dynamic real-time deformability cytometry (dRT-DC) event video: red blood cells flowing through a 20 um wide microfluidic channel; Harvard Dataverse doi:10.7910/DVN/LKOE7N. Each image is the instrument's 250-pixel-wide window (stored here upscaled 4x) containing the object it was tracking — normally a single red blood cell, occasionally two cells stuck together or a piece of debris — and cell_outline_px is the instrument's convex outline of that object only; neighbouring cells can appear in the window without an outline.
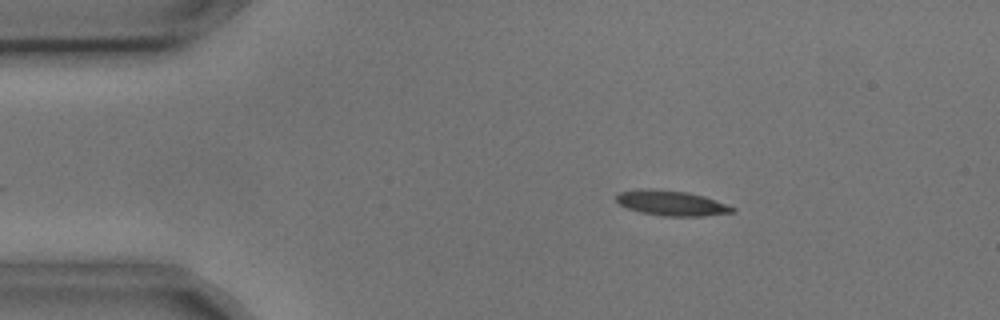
{"species": "common noctule bat (a hibernating species)", "species_latin": "Nyctalus noctula", "temperature_condition": "cold", "stored_images_in_passage": 3, "camera_frame_rate_fps": 3000, "um_per_image_px": 0.085, "animal": {"sex": "male", "body_mass_g": 17.9, "forearm_length_mm": 54.2}, "frame": {"image": 1, "passage_image": 3, "time_ms": 0.667, "image_size_px": [1000, 320], "cell_outline_px": [[736, 212], [704, 216], [664, 216], [640, 212], [628, 208], [620, 204], [616, 200], [616, 192], [648, 188], [652, 188], [688, 192], [704, 196], [736, 208]], "centroid_in_image_um": [57.07, 17.26], "position_along_channel_um": 27.9, "area_um2": 17.05}}